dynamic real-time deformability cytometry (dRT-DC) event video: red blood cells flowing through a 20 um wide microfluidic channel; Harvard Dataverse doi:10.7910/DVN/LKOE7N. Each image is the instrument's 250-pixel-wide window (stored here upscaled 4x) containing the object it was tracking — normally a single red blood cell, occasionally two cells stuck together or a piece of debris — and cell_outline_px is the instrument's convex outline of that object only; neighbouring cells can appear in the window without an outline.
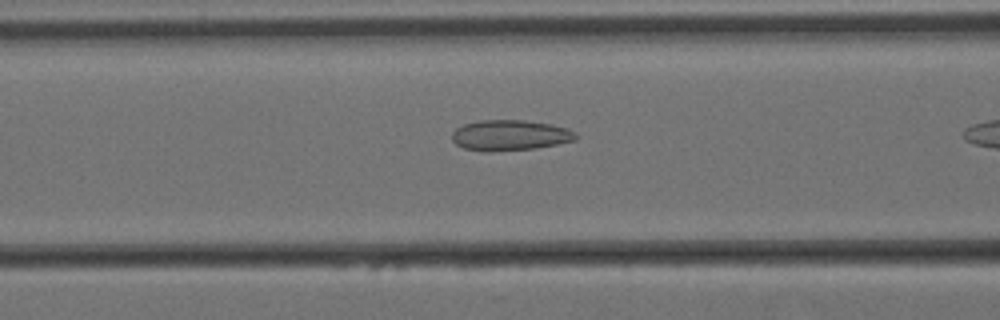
{"species": "Egyptian fruit bat (a non-hibernating species)", "species_latin": "Rousettus aegyptiacus", "temperature_condition": "cold", "stored_images_in_passage": 23, "camera_frame_rate_fps": 3000, "um_per_image_px": 0.085, "animal": {"sex": "female"}, "frame": {"image": 1, "passage_image": 17, "time_ms": 5.333, "image_size_px": [1000, 320], "cell_outline_px": [[580, 136], [576, 140], [536, 148], [464, 148], [456, 144], [452, 140], [452, 132], [456, 128], [464, 124], [480, 120], [524, 120], [552, 124], [568, 128], [576, 132]], "centroid_in_image_um": [43.44, 11.43], "position_along_channel_um": 123.2, "area_um2": 21.21}}
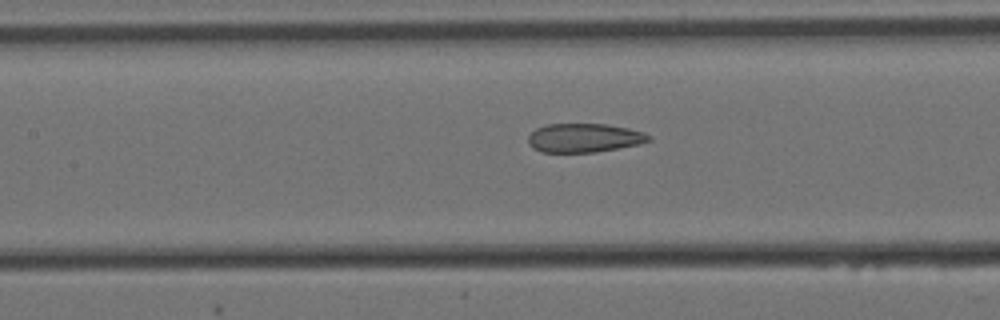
{"frame": {"image": 2, "passage_image": 20, "time_ms": 6.333, "image_size_px": [1000, 320], "cell_outline_px": [[652, 140], [640, 144], [596, 152], [540, 152], [532, 148], [528, 144], [528, 136], [536, 128], [544, 124], [604, 124], [628, 128], [644, 132], [652, 136]], "centroid_in_image_um": [49.65, 11.72], "position_along_channel_um": 157.8, "area_um2": 20.46}}